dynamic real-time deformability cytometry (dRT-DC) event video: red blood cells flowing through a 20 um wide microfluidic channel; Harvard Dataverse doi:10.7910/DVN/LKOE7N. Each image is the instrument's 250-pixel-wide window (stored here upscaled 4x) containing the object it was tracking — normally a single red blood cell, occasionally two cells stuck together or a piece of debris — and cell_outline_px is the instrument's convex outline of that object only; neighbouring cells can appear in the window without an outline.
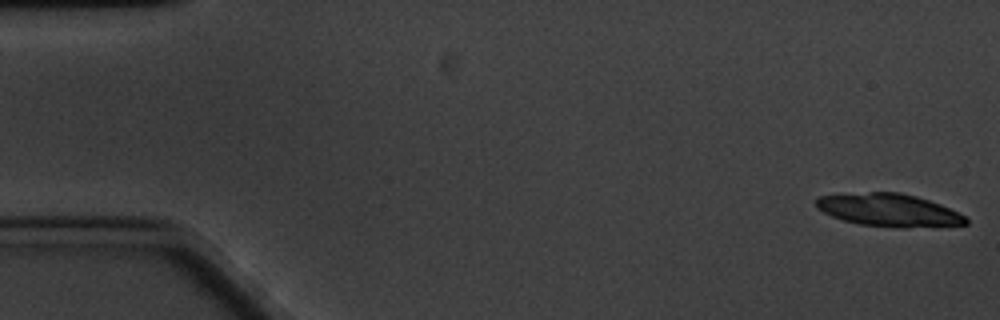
{"species": "common noctule bat (a hibernating species)", "species_latin": "Nyctalus noctula", "temperature_condition": "cold", "stored_images_in_passage": 24, "camera_frame_rate_fps": 3000, "um_per_image_px": 0.085, "animal": {"sex": "male", "body_mass_g": 20.1, "forearm_length_mm": 53.5}, "frame": {"image": 1, "passage_image": 1, "time_ms": 0.0, "image_size_px": [1000, 320], "cell_outline_px": [[968, 224], [908, 228], [896, 228], [860, 224], [844, 220], [832, 216], [816, 208], [816, 200], [820, 196], [868, 192], [900, 192], [916, 196], [940, 204], [964, 216], [968, 220]], "centroid_in_image_um": [75.56, 17.86], "position_along_channel_um": 9.4, "area_um2": 28.38}}